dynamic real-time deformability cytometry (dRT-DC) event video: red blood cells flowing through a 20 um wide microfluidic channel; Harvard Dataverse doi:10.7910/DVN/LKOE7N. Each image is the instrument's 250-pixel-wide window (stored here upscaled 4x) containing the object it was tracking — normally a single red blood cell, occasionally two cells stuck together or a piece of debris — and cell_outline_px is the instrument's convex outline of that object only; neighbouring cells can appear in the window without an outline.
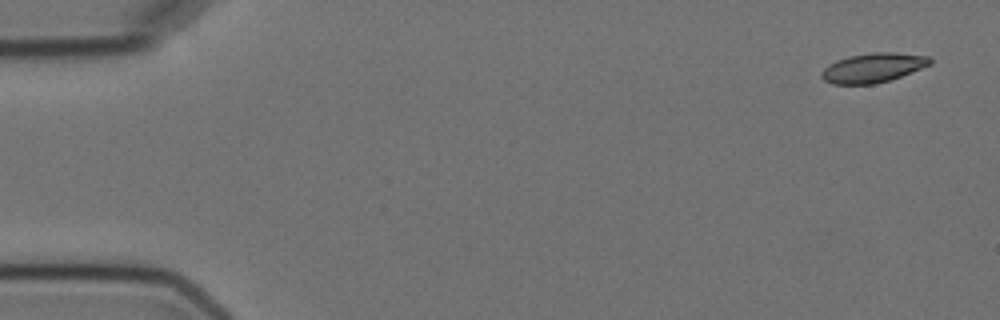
{"species": "Egyptian fruit bat (a non-hibernating species)", "species_latin": "Rousettus aegyptiacus", "temperature_condition": "cold", "stored_images_in_passage": 5, "camera_frame_rate_fps": 3000, "um_per_image_px": 0.085, "animal": {"sex": "female"}, "frame": {"image": 1, "passage_image": 1, "time_ms": 0.0, "image_size_px": [1000, 320], "cell_outline_px": [[932, 64], [900, 76], [888, 80], [872, 84], [832, 84], [824, 80], [820, 76], [820, 72], [828, 64], [836, 60], [848, 56], [872, 52], [896, 52], [928, 56], [932, 60]], "centroid_in_image_um": [74.17, 5.75], "position_along_channel_um": 10.8, "area_um2": 18.61}}
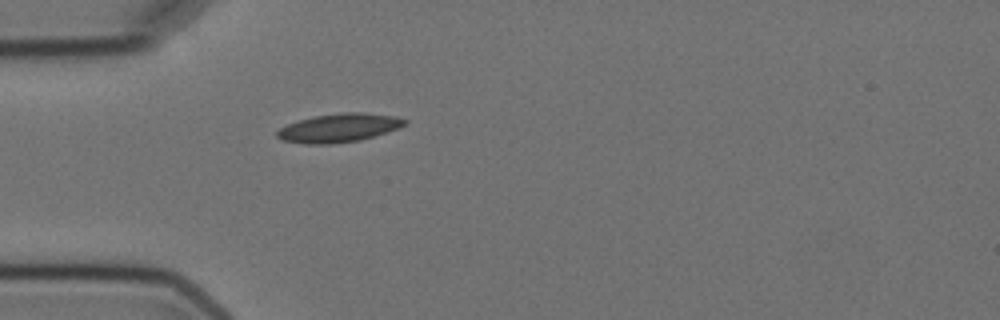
{"frame": {"image": 2, "passage_image": 5, "time_ms": 4.667, "image_size_px": [1000, 320], "cell_outline_px": [[408, 124], [400, 128], [360, 140], [332, 144], [304, 144], [284, 140], [276, 136], [276, 132], [280, 128], [288, 124], [300, 120], [316, 116], [340, 112], [360, 112], [396, 116], [408, 120]], "centroid_in_image_um": [28.86, 10.87], "position_along_channel_um": 56.1, "area_um2": 21.27}}